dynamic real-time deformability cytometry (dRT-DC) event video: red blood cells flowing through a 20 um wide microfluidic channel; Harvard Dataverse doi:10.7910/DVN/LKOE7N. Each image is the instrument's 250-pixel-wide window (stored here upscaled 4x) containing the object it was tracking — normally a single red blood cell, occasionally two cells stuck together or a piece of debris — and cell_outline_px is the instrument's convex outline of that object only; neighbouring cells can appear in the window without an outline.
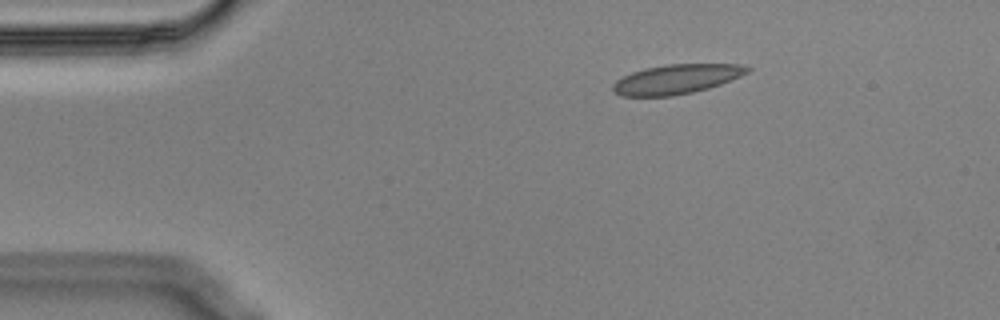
{"species": "Egyptian fruit bat (a non-hibernating species)", "species_latin": "Rousettus aegyptiacus", "temperature_condition": "cold", "stored_images_in_passage": 48, "camera_frame_rate_fps": 3000, "um_per_image_px": 0.085, "animal": {"sex": "male"}, "frame": {"image": 1, "passage_image": 1, "time_ms": 0.0, "image_size_px": [1000, 320], "cell_outline_px": [[752, 68], [748, 72], [740, 76], [720, 84], [708, 88], [692, 92], [672, 96], [620, 96], [612, 92], [612, 84], [616, 80], [632, 72], [644, 68], [668, 64], [740, 64]], "centroid_in_image_um": [57.46, 6.73], "position_along_channel_um": 27.5, "area_um2": 23.12}}
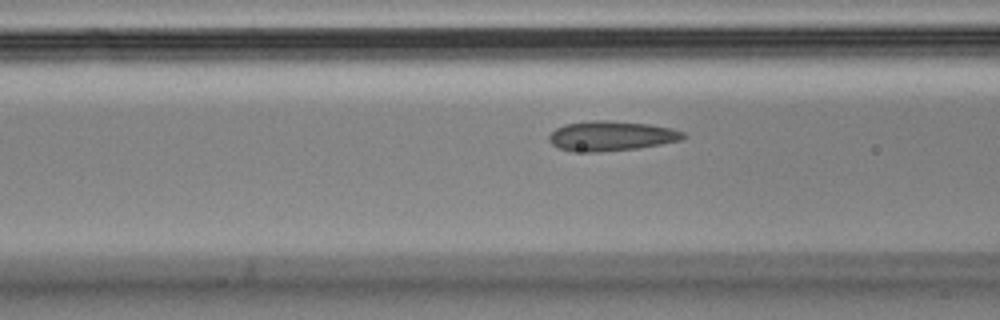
{"frame": {"image": 2, "passage_image": 13, "time_ms": 4.0, "image_size_px": [1000, 320], "cell_outline_px": [[688, 136], [680, 140], [660, 144], [636, 148], [596, 152], [572, 152], [560, 148], [552, 144], [548, 140], [548, 136], [556, 128], [564, 124], [592, 120], [608, 120], [648, 124], [672, 128], [684, 132]], "centroid_in_image_um": [51.93, 11.55], "position_along_channel_um": 114.7, "area_um2": 23.35}}
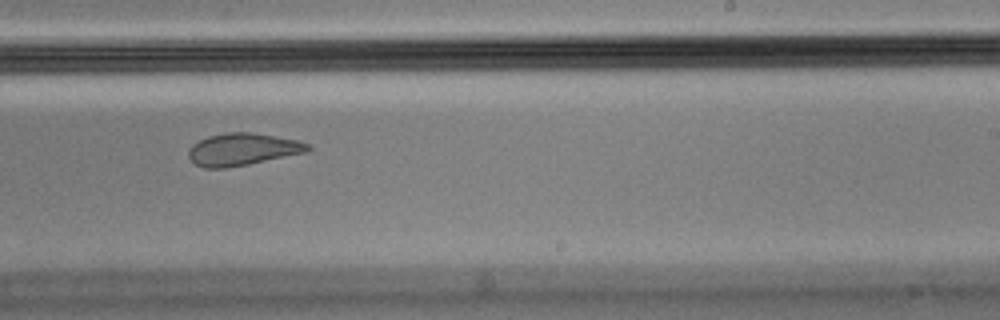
{"frame": {"image": 3, "passage_image": 26, "time_ms": 8.333, "image_size_px": [1000, 320], "cell_outline_px": [[312, 148], [308, 152], [248, 164], [224, 168], [204, 168], [196, 164], [188, 156], [188, 148], [192, 144], [208, 136], [228, 132], [248, 132], [300, 140], [308, 144]], "centroid_in_image_um": [20.62, 12.69], "position_along_channel_um": 268.4, "area_um2": 22.37}, "authors_computed_cell_mechanics": {"area_um2": 23.3801, "velocity_mm_per_s": 3.5524, "shape_relaxation_time_tau1_ms": null, "shape_relaxation_time_tau2_ms": 2.0015, "deformation_change_tau1": null, "deformation_change_tau2": 0.057}}